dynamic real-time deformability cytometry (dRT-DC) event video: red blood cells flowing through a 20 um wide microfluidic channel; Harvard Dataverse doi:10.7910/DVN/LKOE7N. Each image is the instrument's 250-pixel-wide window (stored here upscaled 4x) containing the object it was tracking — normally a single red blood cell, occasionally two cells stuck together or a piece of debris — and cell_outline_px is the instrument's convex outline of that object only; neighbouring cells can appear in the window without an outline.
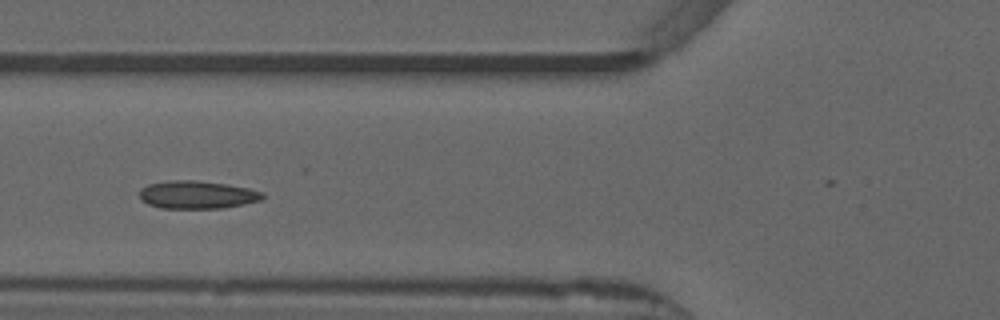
{"species": "common noctule bat (a hibernating species)", "species_latin": "Nyctalus noctula", "temperature_condition": "warm", "stored_images_in_passage": 39, "camera_frame_rate_fps": 3000, "um_per_image_px": 0.085, "animal": {"sex": "male", "forearm_length_mm": 52.5}, "frame": {"image": 1, "passage_image": 6, "time_ms": 1.667, "image_size_px": [1000, 320], "cell_outline_px": [[264, 200], [224, 208], [160, 208], [148, 204], [140, 200], [140, 188], [148, 184], [168, 180], [196, 180], [224, 184], [248, 188], [264, 192]], "centroid_in_image_um": [16.76, 16.55], "position_along_channel_um": 109.0, "area_um2": 20.17}, "authors_computed_cell_mechanics": {"area_um2": 18.9006, "velocity_mm_per_s": 3.85, "shape_relaxation_time_tau1_ms": 5.8976, "shape_relaxation_time_tau2_ms": 1.2823, "deformation_change_tau1": 0.149, "deformation_change_tau2": 0.0693}}